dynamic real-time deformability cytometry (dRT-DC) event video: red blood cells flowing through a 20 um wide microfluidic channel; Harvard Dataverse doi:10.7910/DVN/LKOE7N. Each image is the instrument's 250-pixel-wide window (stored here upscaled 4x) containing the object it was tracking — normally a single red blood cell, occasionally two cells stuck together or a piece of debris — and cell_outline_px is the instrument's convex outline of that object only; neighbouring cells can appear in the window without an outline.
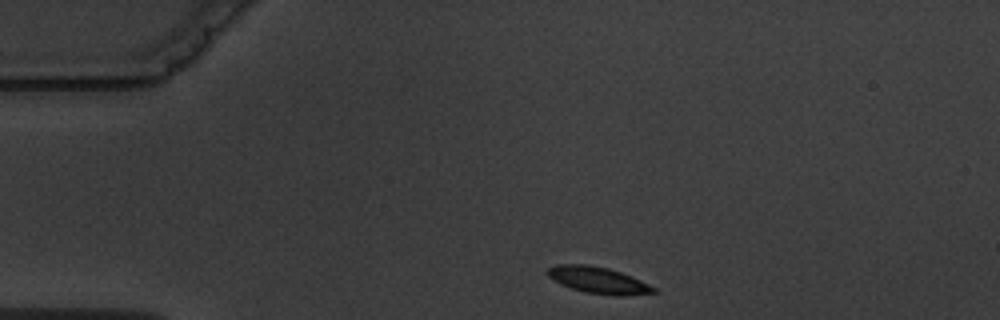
{"species": "common noctule bat (a hibernating species)", "species_latin": "Nyctalus noctula", "temperature_condition": "warm", "stored_images_in_passage": 7, "camera_frame_rate_fps": 3000, "um_per_image_px": 0.085, "animal": {"sex": "male", "body_mass_g": 19.5, "forearm_length_mm": 54.6}, "frame": {"image": 1, "passage_image": 1, "time_ms": 0.0, "image_size_px": [1000, 320], "cell_outline_px": [[660, 292], [624, 296], [620, 296], [584, 292], [560, 284], [552, 280], [548, 276], [548, 268], [556, 264], [584, 264], [608, 268], [632, 276], [656, 288]], "centroid_in_image_um": [50.87, 23.82], "position_along_channel_um": 34.1, "area_um2": 16.42}}
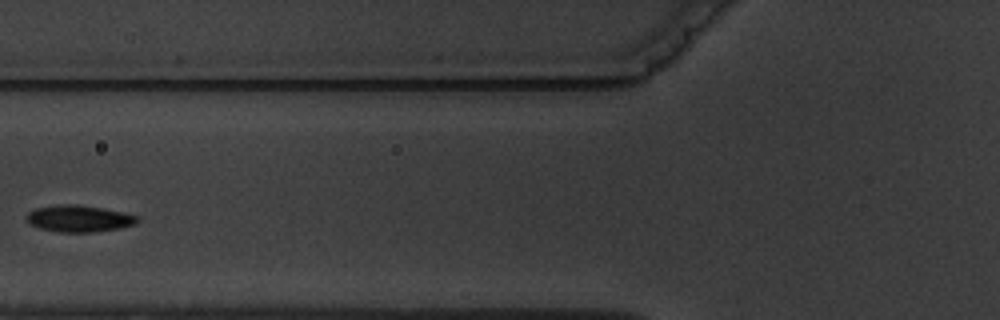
{"frame": {"image": 2, "passage_image": 4, "time_ms": 3.667, "image_size_px": [1000, 320], "cell_outline_px": [[140, 220], [136, 224], [120, 228], [92, 232], [56, 232], [40, 228], [32, 224], [28, 220], [28, 212], [36, 208], [60, 204], [72, 204], [100, 208], [140, 216]], "centroid_in_image_um": [6.75, 18.59], "position_along_channel_um": 119.0, "area_um2": 16.99}}